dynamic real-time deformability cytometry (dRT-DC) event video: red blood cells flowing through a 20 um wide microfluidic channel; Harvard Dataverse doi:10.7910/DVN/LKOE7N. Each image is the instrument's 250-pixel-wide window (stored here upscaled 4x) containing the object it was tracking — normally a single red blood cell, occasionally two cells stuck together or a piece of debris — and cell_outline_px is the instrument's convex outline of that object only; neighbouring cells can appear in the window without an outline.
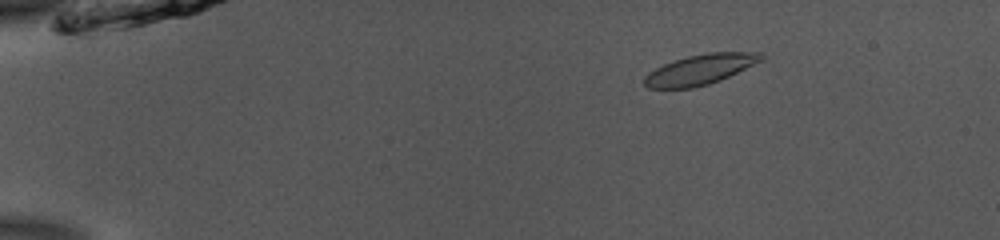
{"species": "common noctule bat (a hibernating species)", "species_latin": "Nyctalus noctula", "temperature_condition": "room temperature", "stored_images_in_passage": 52, "camera_frame_rate_fps": 3000, "um_per_image_px": 0.085, "animal": {"sex": "male", "body_mass_g": 13.0, "forearm_length_mm": 53.1}, "frame": {"image": 1, "passage_image": 8, "time_ms": 2.333, "image_size_px": [1000, 240], "cell_outline_px": [[764, 60], [720, 80], [708, 84], [692, 88], [648, 88], [644, 84], [644, 76], [648, 72], [664, 64], [688, 56], [704, 52], [764, 52]], "centroid_in_image_um": [59.54, 5.89], "position_along_channel_um": 25.5, "area_um2": 20.58}}
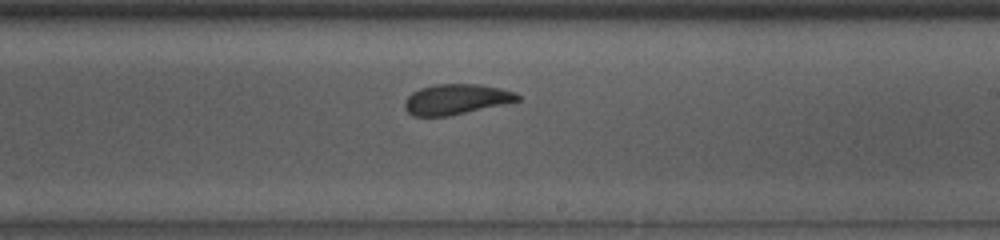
{"frame": {"image": 2, "passage_image": 32, "time_ms": 10.333, "image_size_px": [1000, 240], "cell_outline_px": [[520, 100], [504, 104], [448, 116], [412, 116], [404, 108], [404, 104], [408, 96], [412, 92], [420, 88], [436, 84], [480, 84], [500, 88], [516, 92], [520, 96]], "centroid_in_image_um": [38.77, 8.43], "position_along_channel_um": 250.2, "area_um2": 19.94}}
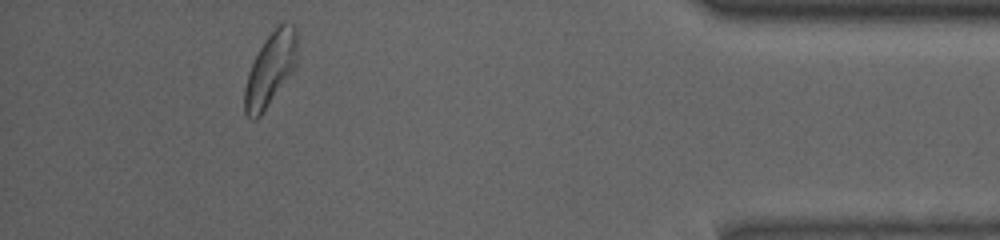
{"frame": {"image": 3, "passage_image": 48, "time_ms": 15.667, "image_size_px": [1000, 240], "cell_outline_px": [[296, 64], [260, 116], [256, 120], [252, 120], [244, 112], [244, 88], [248, 72], [264, 40], [284, 20], [292, 24], [296, 28]], "centroid_in_image_um": [22.95, 5.88], "position_along_channel_um": 412.2, "area_um2": 21.85}, "authors_computed_cell_mechanics": {"area_um2": 20.808, "velocity_mm_per_s": 3.8596, "shape_relaxation_time_tau1_ms": 2.7892, "shape_relaxation_time_tau2_ms": 1.5641, "deformation_change_tau1": 0.1201, "deformation_change_tau2": 0.0796}}